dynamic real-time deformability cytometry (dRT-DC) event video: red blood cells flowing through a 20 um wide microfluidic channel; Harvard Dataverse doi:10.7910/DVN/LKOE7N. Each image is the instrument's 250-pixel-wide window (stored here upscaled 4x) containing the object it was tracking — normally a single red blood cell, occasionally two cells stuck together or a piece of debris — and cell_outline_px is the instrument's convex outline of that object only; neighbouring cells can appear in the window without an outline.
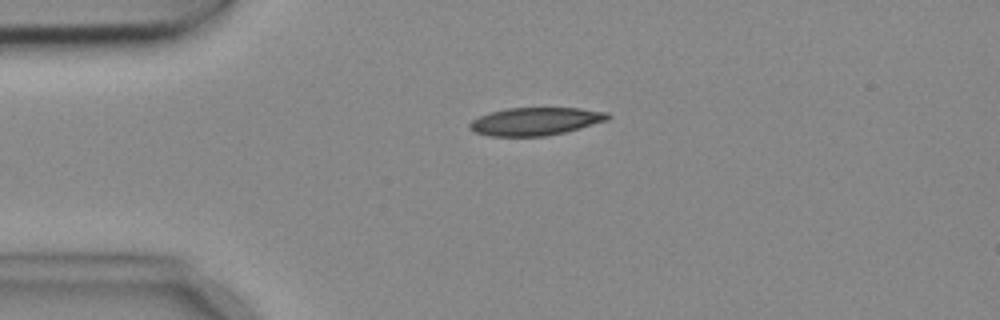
{"species": "common noctule bat (a hibernating species)", "species_latin": "Nyctalus noctula", "temperature_condition": "cold", "stored_images_in_passage": 4, "camera_frame_rate_fps": 3000, "um_per_image_px": 0.085, "animal": {"sex": "female", "body_mass_g": 18.4}, "frame": {"image": 1, "passage_image": 4, "time_ms": 1.0, "image_size_px": [1000, 320], "cell_outline_px": [[612, 116], [608, 120], [580, 128], [564, 132], [544, 136], [488, 136], [476, 132], [468, 128], [468, 124], [472, 120], [488, 112], [508, 108], [580, 108], [608, 112]], "centroid_in_image_um": [45.51, 10.31], "position_along_channel_um": 39.5, "area_um2": 22.48}}